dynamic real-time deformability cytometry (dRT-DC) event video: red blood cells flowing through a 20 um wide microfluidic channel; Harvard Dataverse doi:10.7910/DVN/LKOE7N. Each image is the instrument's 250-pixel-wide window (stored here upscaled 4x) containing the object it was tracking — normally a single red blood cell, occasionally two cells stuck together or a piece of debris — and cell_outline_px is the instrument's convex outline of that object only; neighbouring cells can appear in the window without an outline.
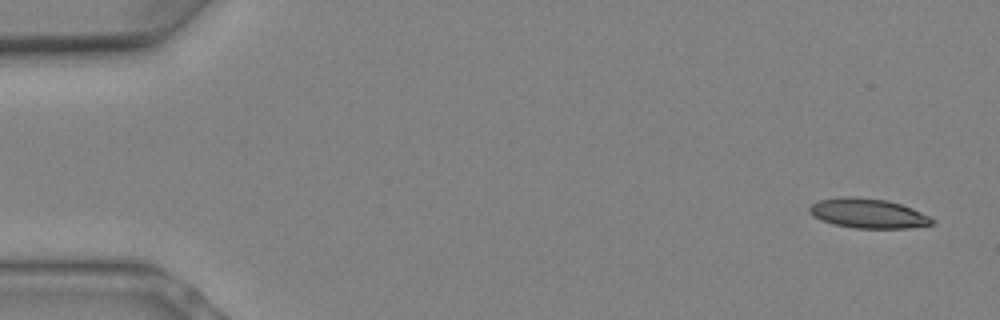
{"species": "Egyptian fruit bat (a non-hibernating species)", "species_latin": "Rousettus aegyptiacus", "temperature_condition": "warm", "stored_images_in_passage": 8, "camera_frame_rate_fps": 3000, "um_per_image_px": 0.085, "animal": {"sex": "female"}, "frame": {"image": 1, "passage_image": 1, "time_ms": 0.0, "image_size_px": [1000, 320], "cell_outline_px": [[936, 224], [908, 228], [856, 228], [832, 224], [820, 220], [812, 216], [808, 212], [808, 208], [812, 204], [820, 200], [840, 196], [852, 196], [888, 200], [912, 208], [936, 220]], "centroid_in_image_um": [73.77, 18.13], "position_along_channel_um": 11.2, "area_um2": 21.39}}
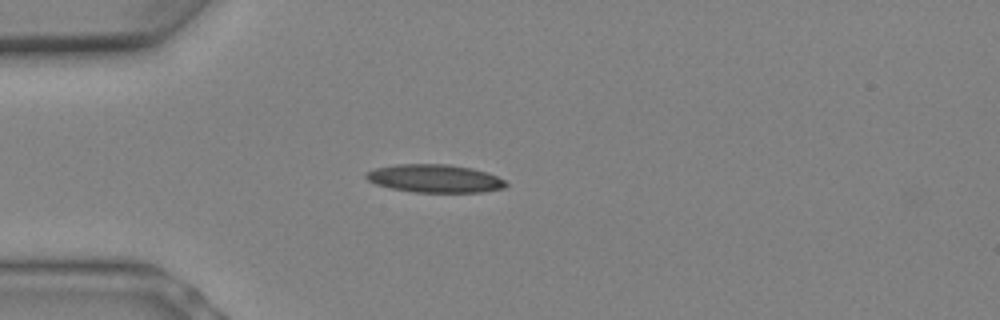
{"frame": {"image": 2, "passage_image": 6, "time_ms": 1.667, "image_size_px": [1000, 320], "cell_outline_px": [[508, 184], [504, 188], [484, 192], [412, 192], [392, 188], [376, 184], [368, 180], [364, 176], [364, 172], [376, 168], [396, 164], [448, 164], [472, 168], [496, 176], [504, 180]], "centroid_in_image_um": [36.93, 15.17], "position_along_channel_um": 48.1, "area_um2": 22.83}}
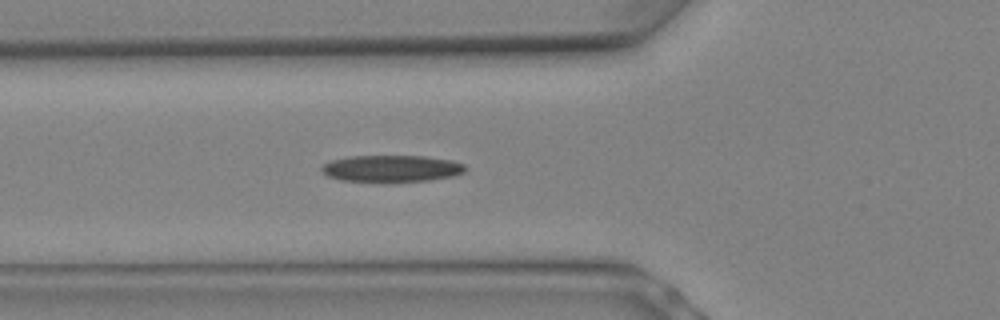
{"frame": {"image": 3, "passage_image": 8, "time_ms": 2.333, "image_size_px": [1000, 320], "cell_outline_px": [[468, 168], [464, 172], [452, 176], [428, 180], [340, 180], [328, 176], [320, 168], [324, 164], [332, 160], [348, 156], [424, 156], [452, 160], [464, 164]], "centroid_in_image_um": [33.31, 14.29], "position_along_channel_um": 92.5, "area_um2": 21.79}}